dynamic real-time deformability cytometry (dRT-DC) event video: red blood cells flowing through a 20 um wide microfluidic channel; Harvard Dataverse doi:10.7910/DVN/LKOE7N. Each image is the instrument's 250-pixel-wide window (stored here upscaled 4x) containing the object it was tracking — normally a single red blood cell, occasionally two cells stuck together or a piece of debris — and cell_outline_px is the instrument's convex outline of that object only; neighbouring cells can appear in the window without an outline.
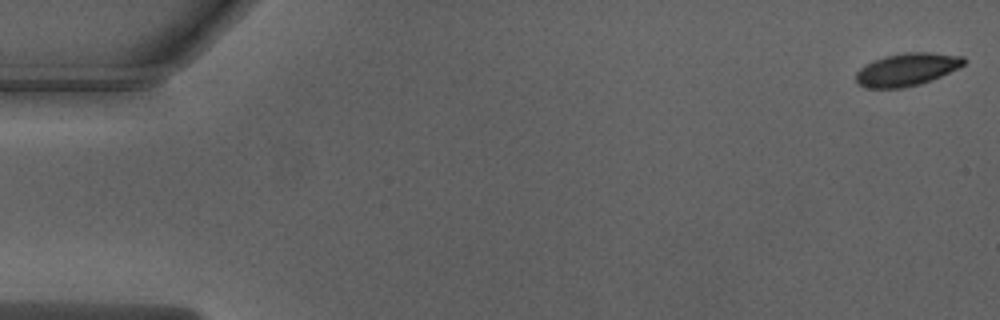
{"species": "Egyptian fruit bat (a non-hibernating species)", "species_latin": "Rousettus aegyptiacus", "temperature_condition": "warm", "stored_images_in_passage": 12, "camera_frame_rate_fps": 3000, "um_per_image_px": 0.085, "animal": {"sex": "male"}, "frame": {"image": 1, "passage_image": 1, "time_ms": 0.0, "image_size_px": [1000, 320], "cell_outline_px": [[968, 60], [960, 68], [920, 84], [904, 88], [868, 88], [860, 84], [856, 80], [856, 72], [864, 64], [872, 60], [884, 56], [904, 52], [928, 52], [964, 56]], "centroid_in_image_um": [77.1, 5.89], "position_along_channel_um": 7.9, "area_um2": 20.75}}